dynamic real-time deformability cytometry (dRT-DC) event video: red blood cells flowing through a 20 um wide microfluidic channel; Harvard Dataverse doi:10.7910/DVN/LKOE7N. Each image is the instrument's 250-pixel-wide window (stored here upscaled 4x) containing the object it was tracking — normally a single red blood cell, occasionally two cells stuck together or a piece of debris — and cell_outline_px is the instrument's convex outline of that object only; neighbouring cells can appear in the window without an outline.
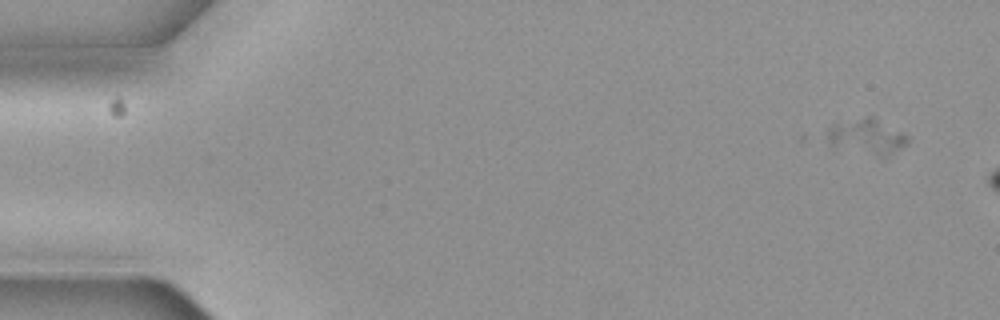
{"species": "common noctule bat (a hibernating species)", "species_latin": "Nyctalus noctula", "temperature_condition": "cold", "stored_images_in_passage": 3, "segment_of_instrument_passage": [1, 2], "camera_frame_rate_fps": 3000, "um_per_image_px": 0.085, "animal": {"sex": "female", "body_mass_g": 19.3, "forearm_length_mm": 54.1}, "frame": {"image": 1, "passage_image": 1, "time_ms": 0.0, "image_size_px": [1000, 320], "cell_outline_px": [[908, 144], [884, 160], [880, 160], [828, 144], [828, 128], [836, 124], [868, 116], [872, 116], [908, 136]], "centroid_in_image_um": [73.74, 11.7], "position_along_channel_um": 11.3, "area_um2": 16.94}}